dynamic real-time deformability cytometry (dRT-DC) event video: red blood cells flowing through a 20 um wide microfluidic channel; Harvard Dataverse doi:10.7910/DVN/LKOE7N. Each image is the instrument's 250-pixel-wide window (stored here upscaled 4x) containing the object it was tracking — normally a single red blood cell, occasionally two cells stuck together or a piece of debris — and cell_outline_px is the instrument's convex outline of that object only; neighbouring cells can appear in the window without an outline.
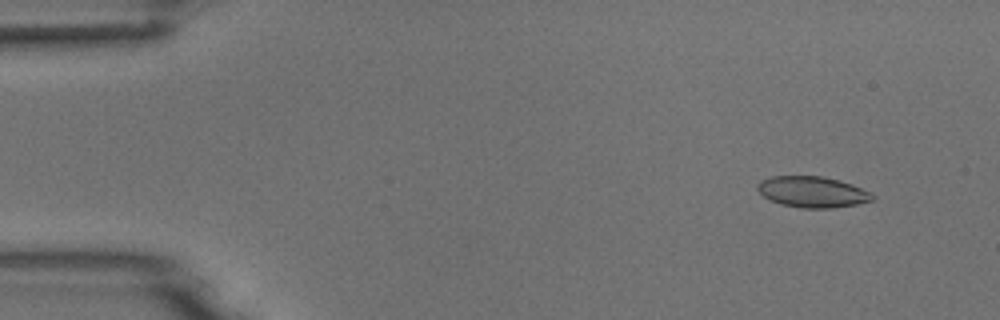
{"species": "common noctule bat (a hibernating species)", "species_latin": "Nyctalus noctula", "temperature_condition": "room temperature", "stored_images_in_passage": 5, "camera_frame_rate_fps": 3000, "um_per_image_px": 0.085, "animal": {"sex": "male", "body_mass_g": 18.8}, "frame": {"image": 1, "passage_image": 2, "time_ms": 1.0, "image_size_px": [1000, 320], "cell_outline_px": [[876, 196], [872, 200], [856, 204], [832, 208], [804, 208], [780, 204], [764, 196], [756, 188], [756, 184], [760, 180], [772, 176], [820, 176], [840, 180], [852, 184], [872, 192]], "centroid_in_image_um": [69.07, 16.3], "position_along_channel_um": 15.9, "area_um2": 20.81}}
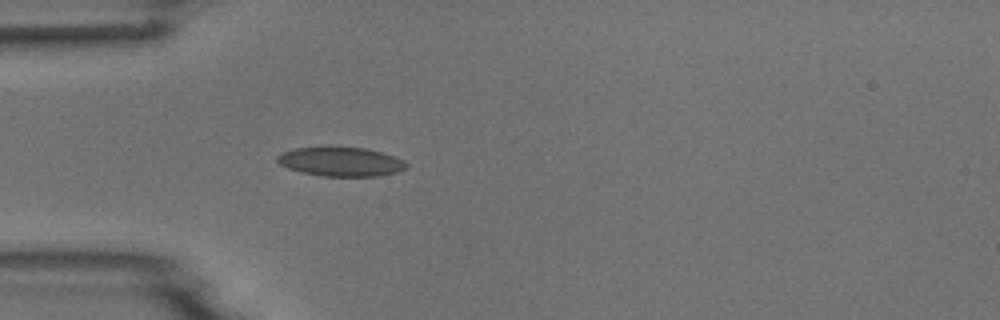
{"frame": {"image": 2, "passage_image": 5, "time_ms": 4.667, "image_size_px": [1000, 320], "cell_outline_px": [[408, 168], [396, 172], [380, 176], [324, 176], [300, 172], [288, 168], [280, 164], [276, 160], [276, 156], [284, 152], [296, 148], [328, 144], [332, 144], [368, 148], [404, 160], [408, 164]], "centroid_in_image_um": [28.95, 13.7], "position_along_channel_um": 56.0, "area_um2": 22.72}}